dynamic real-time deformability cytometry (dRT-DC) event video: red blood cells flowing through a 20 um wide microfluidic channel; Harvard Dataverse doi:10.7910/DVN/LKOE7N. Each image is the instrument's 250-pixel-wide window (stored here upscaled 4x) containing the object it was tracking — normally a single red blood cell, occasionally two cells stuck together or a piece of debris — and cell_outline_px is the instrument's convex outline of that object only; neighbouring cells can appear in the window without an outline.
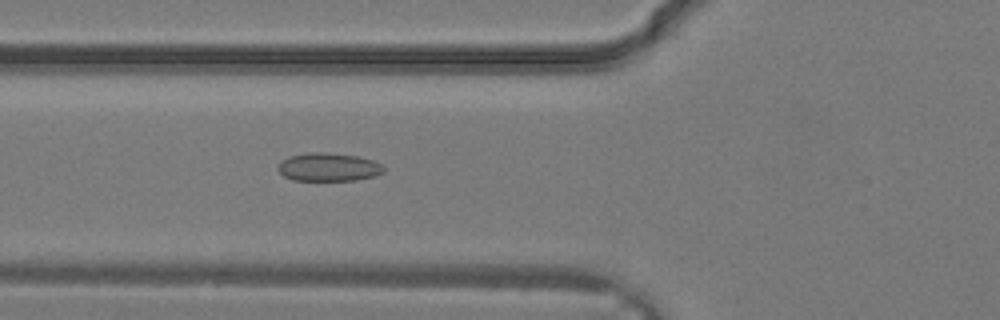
{"species": "common noctule bat (a hibernating species)", "species_latin": "Nyctalus noctula", "temperature_condition": "warm", "stored_images_in_passage": 13, "camera_frame_rate_fps": 3000, "um_per_image_px": 0.085, "animal": {"sex": "male", "body_mass_g": 19.2, "forearm_length_mm": 51.8}, "frame": {"image": 1, "passage_image": 11, "time_ms": 3.333, "image_size_px": [1000, 320], "cell_outline_px": [[384, 172], [376, 176], [356, 180], [292, 180], [284, 176], [276, 168], [280, 160], [288, 156], [308, 152], [328, 152], [356, 156], [372, 160], [380, 164], [384, 168]], "centroid_in_image_um": [27.88, 14.19], "position_along_channel_um": 97.9, "area_um2": 17.57}}
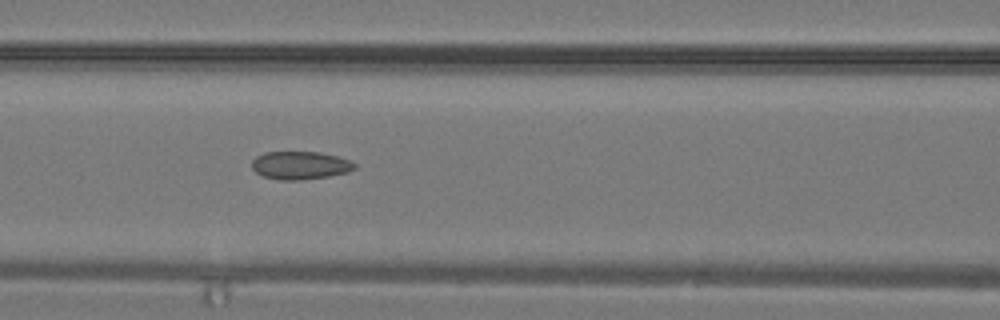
{"frame": {"image": 2, "passage_image": 13, "time_ms": 4.0, "image_size_px": [1000, 320], "cell_outline_px": [[356, 168], [348, 172], [328, 176], [300, 180], [280, 180], [264, 176], [256, 172], [252, 168], [252, 160], [256, 156], [264, 152], [320, 152], [336, 156], [348, 160], [356, 164]], "centroid_in_image_um": [25.5, 14.05], "position_along_channel_um": 141.1, "area_um2": 16.7}}